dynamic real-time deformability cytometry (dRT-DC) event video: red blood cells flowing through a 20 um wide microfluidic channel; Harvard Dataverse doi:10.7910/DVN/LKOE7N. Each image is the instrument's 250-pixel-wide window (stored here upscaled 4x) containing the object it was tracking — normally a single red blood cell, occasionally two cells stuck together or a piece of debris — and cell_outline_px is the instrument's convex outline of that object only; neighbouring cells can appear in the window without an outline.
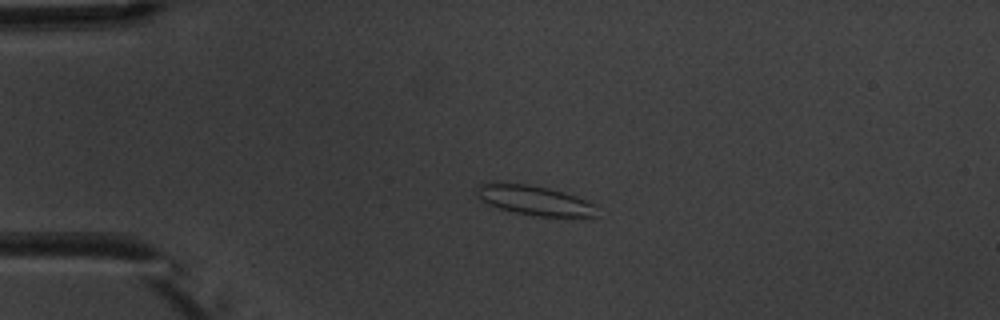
{"species": "common noctule bat (a hibernating species)", "species_latin": "Nyctalus noctula", "temperature_condition": "warm", "stored_images_in_passage": 2, "camera_frame_rate_fps": 3000, "um_per_image_px": 0.085, "animal": {"sex": "male", "body_mass_g": 20.1, "forearm_length_mm": 53.5}, "frame": {"image": 1, "passage_image": 1, "time_ms": 0.0, "image_size_px": [1000, 320], "cell_outline_px": [[596, 216], [532, 216], [500, 208], [488, 204], [476, 196], [476, 188], [480, 184], [488, 180], [492, 180], [528, 184], [548, 188], [576, 196], [596, 204]], "centroid_in_image_um": [45.34, 16.99], "position_along_channel_um": 39.7, "area_um2": 21.04}}